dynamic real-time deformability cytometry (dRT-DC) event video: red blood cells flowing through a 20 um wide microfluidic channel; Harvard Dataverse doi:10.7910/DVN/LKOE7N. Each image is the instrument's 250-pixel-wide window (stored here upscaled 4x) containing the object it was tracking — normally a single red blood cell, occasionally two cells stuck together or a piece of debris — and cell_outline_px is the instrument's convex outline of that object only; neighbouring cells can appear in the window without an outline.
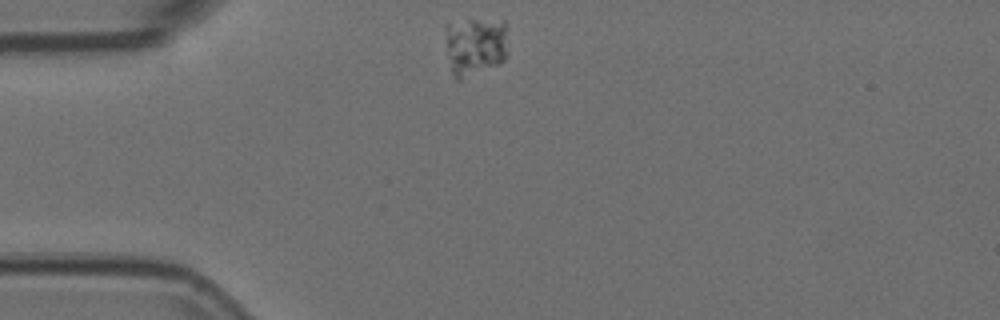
{"species": "Egyptian fruit bat (a non-hibernating species)", "species_latin": "Rousettus aegyptiacus", "temperature_condition": "room temperature", "stored_images_in_passage": 44, "camera_frame_rate_fps": 3000, "um_per_image_px": 0.085, "animal": {"sex": "female"}, "frame": {"image": 1, "passage_image": 1, "time_ms": 0.0, "image_size_px": [1000, 320], "cell_outline_px": [[508, 56], [500, 64], [460, 80], [452, 72], [448, 56], [448, 24], [468, 20], [504, 20], [508, 52]], "centroid_in_image_um": [40.48, 3.93], "position_along_channel_um": 44.5, "area_um2": 21.1}}
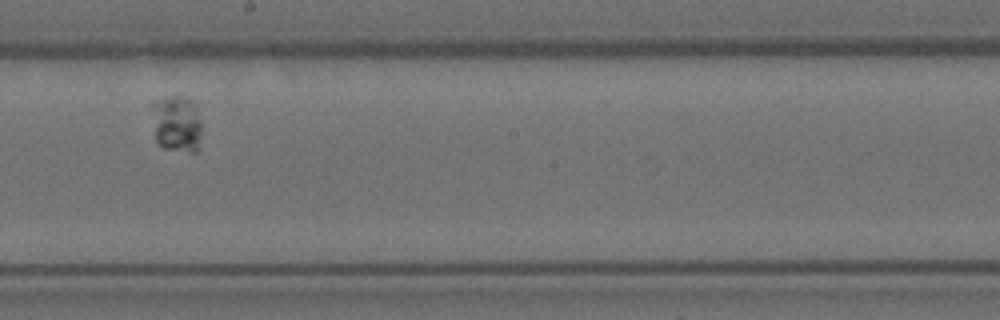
{"frame": {"image": 2, "passage_image": 19, "time_ms": 6.0, "image_size_px": [1000, 320], "cell_outline_px": [[200, 148], [196, 152], [192, 152], [164, 148], [156, 140], [152, 104], [156, 100], [172, 96], [180, 96], [192, 100], [196, 104], [200, 124]], "centroid_in_image_um": [15.05, 10.52], "position_along_channel_um": 233.2, "area_um2": 16.36}}
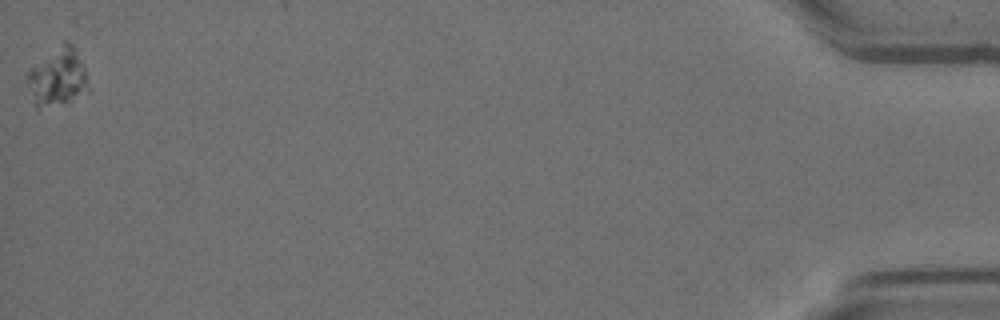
{"frame": {"image": 3, "passage_image": 44, "time_ms": 14.333, "image_size_px": [1000, 320], "cell_outline_px": [[84, 84], [68, 100], [36, 112], [24, 80], [24, 76], [32, 68], [64, 40], [72, 44], [76, 48], [84, 64]], "centroid_in_image_um": [4.73, 6.54], "position_along_channel_um": 430.5, "area_um2": 19.83}}